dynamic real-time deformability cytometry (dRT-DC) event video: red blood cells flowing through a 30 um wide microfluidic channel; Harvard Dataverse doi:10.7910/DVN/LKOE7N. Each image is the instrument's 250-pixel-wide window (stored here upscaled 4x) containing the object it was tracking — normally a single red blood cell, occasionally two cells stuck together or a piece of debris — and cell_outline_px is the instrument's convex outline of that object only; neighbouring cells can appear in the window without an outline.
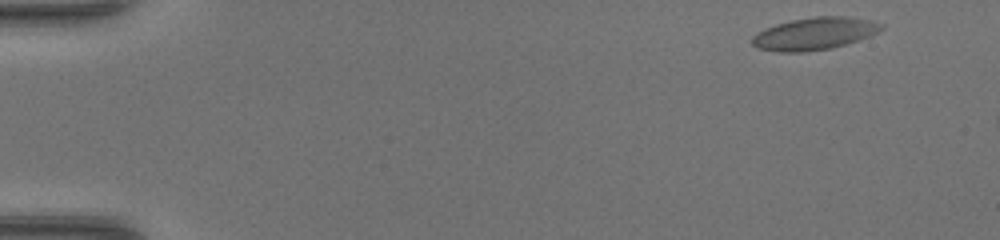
{"species": "common noctule bat (a hibernating species)", "species_latin": "Nyctalus noctula", "temperature_condition": "warm", "stored_images_in_passage": 7, "camera_frame_rate_fps": 3000, "um_per_image_px": 0.085, "animal": {"sex": "female", "body_mass_g": 17.0, "forearm_length_mm": 48.0}, "frame": {"image": 1, "passage_image": 2, "time_ms": 0.333, "image_size_px": [1000, 240], "cell_outline_px": [[884, 28], [868, 36], [832, 48], [804, 52], [780, 52], [756, 48], [752, 44], [752, 36], [756, 32], [764, 28], [776, 24], [792, 20], [816, 16], [848, 16], [868, 20], [884, 24]], "centroid_in_image_um": [69.18, 2.86], "position_along_channel_um": 15.8, "area_um2": 24.28}}